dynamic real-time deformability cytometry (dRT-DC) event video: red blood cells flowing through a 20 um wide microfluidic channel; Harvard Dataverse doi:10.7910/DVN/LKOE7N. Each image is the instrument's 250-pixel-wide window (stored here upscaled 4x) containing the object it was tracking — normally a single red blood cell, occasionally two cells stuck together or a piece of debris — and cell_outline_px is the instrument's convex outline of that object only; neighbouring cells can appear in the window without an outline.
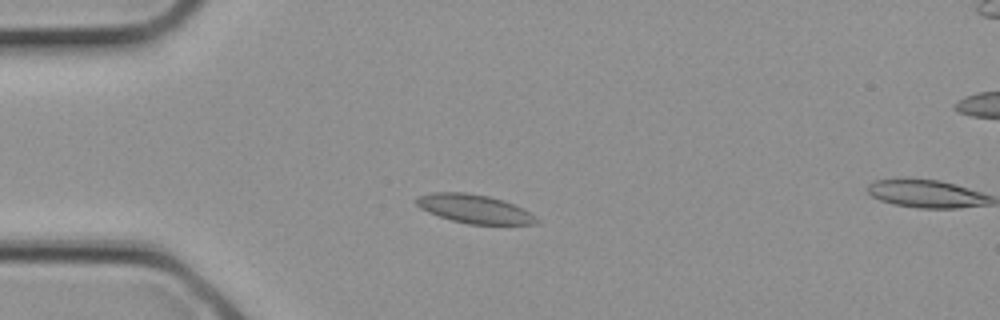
{"species": "common noctule bat (a hibernating species)", "species_latin": "Nyctalus noctula", "temperature_condition": "cold", "stored_images_in_passage": 3, "camera_frame_rate_fps": 3000, "um_per_image_px": 0.085, "animal": {"sex": "female", "body_mass_g": 21.9}, "frame": {"image": 1, "passage_image": 2, "time_ms": 0.333, "image_size_px": [1000, 320], "cell_outline_px": [[540, 224], [468, 224], [452, 220], [428, 212], [420, 208], [416, 204], [416, 196], [432, 192], [464, 192], [488, 196], [504, 200], [524, 208], [536, 216], [540, 220]], "centroid_in_image_um": [40.35, 17.75], "position_along_channel_um": 44.6, "area_um2": 20.23}}